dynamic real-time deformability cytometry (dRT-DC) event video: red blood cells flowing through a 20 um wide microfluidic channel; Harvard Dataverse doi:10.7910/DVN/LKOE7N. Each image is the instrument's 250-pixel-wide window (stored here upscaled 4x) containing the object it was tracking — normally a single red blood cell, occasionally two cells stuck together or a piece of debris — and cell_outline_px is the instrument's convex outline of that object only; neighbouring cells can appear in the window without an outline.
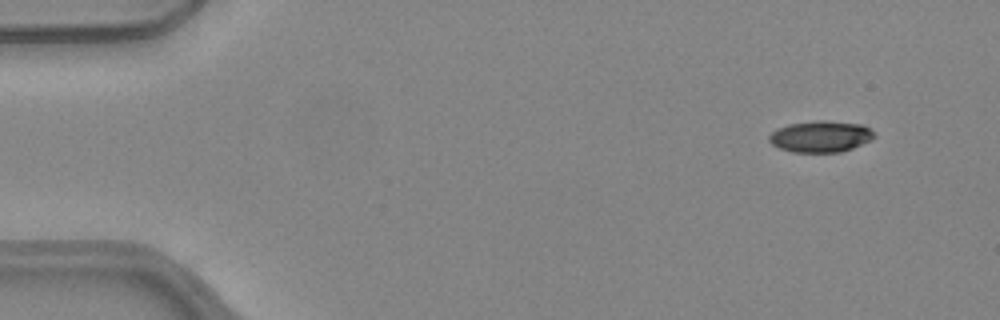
{"species": "common noctule bat (a hibernating species)", "species_latin": "Nyctalus noctula", "temperature_condition": "warm", "stored_images_in_passage": 48, "camera_frame_rate_fps": 3000, "um_per_image_px": 0.085, "animal": {"sex": "female", "body_mass_g": 24.6, "forearm_length_mm": 56.2}, "frame": {"image": 1, "passage_image": 1, "time_ms": 0.0, "image_size_px": [1000, 320], "cell_outline_px": [[876, 136], [872, 140], [852, 148], [840, 152], [792, 152], [780, 148], [772, 144], [768, 140], [768, 136], [776, 128], [788, 124], [820, 120], [824, 120], [864, 124]], "centroid_in_image_um": [69.75, 11.59], "position_along_channel_um": 15.3, "area_um2": 19.31}}
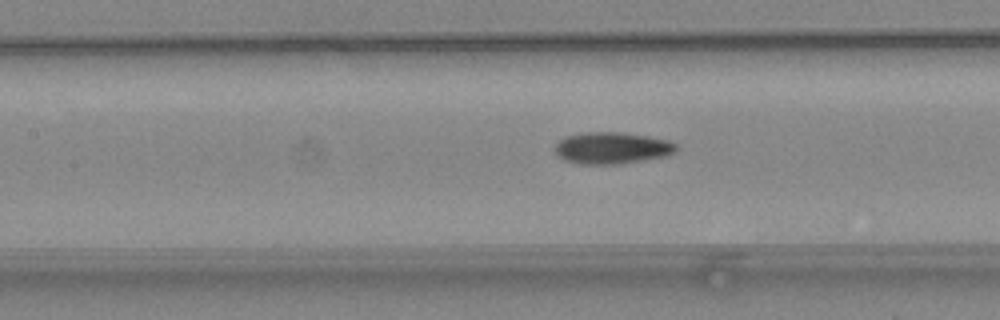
{"frame": {"image": 2, "passage_image": 20, "time_ms": 6.333, "image_size_px": [1000, 320], "cell_outline_px": [[676, 152], [668, 156], [616, 164], [580, 164], [564, 160], [556, 156], [552, 148], [560, 140], [568, 136], [584, 132], [620, 132], [648, 136], [668, 140], [676, 144]], "centroid_in_image_um": [51.99, 12.58], "position_along_channel_um": 155.4, "area_um2": 22.54}}
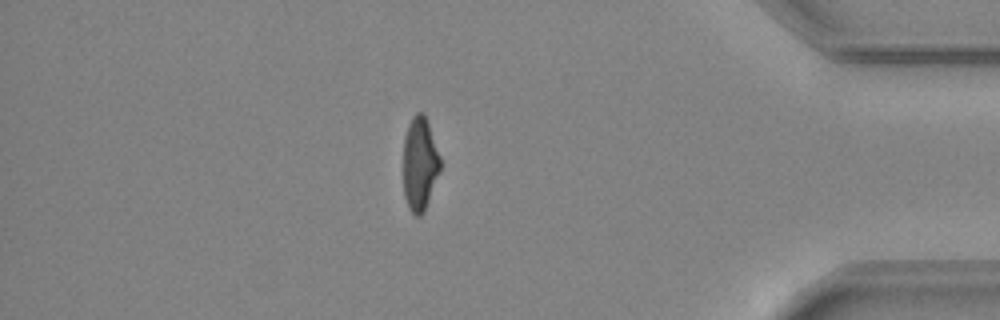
{"frame": {"image": 3, "passage_image": 41, "time_ms": 13.333, "image_size_px": [1000, 320], "cell_outline_px": [[440, 172], [424, 212], [420, 216], [416, 216], [408, 208], [404, 196], [404, 136], [408, 124], [412, 116], [416, 112], [424, 112], [428, 120], [440, 156]], "centroid_in_image_um": [35.69, 13.9], "position_along_channel_um": 399.5, "area_um2": 20.4}, "authors_computed_cell_mechanics": {"area_um2": 21.2704, "velocity_mm_per_s": 4.0267, "shape_relaxation_time_tau1_ms": 8.5365, "shape_relaxation_time_tau2_ms": 3.2478, "deformation_change_tau1": 0.2254, "deformation_change_tau2": 0.1127}}